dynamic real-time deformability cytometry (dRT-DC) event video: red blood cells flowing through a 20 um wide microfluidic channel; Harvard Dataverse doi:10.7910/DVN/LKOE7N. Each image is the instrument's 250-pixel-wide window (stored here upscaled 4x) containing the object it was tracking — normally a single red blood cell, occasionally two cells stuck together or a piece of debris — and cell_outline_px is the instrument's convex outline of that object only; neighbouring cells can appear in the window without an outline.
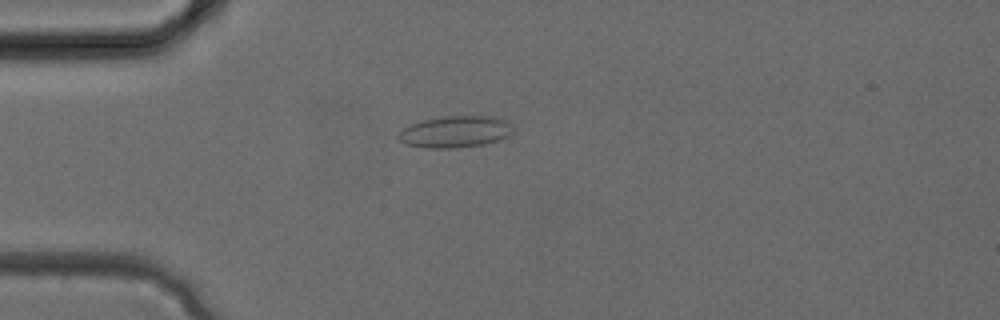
{"species": "common noctule bat (a hibernating species)", "species_latin": "Nyctalus noctula", "temperature_condition": "cold", "stored_images_in_passage": 33, "camera_frame_rate_fps": 3000, "um_per_image_px": 0.085, "animal": {"sex": "female", "body_mass_g": 24.6, "forearm_length_mm": 56.2}, "frame": {"image": 1, "passage_image": 9, "time_ms": 2.667, "image_size_px": [1000, 320], "cell_outline_px": [[512, 132], [508, 136], [500, 140], [484, 144], [456, 148], [424, 148], [408, 144], [400, 140], [396, 136], [404, 128], [420, 120], [444, 116], [492, 116], [504, 120], [508, 124]], "centroid_in_image_um": [38.67, 11.2], "position_along_channel_um": 46.3, "area_um2": 20.98}}
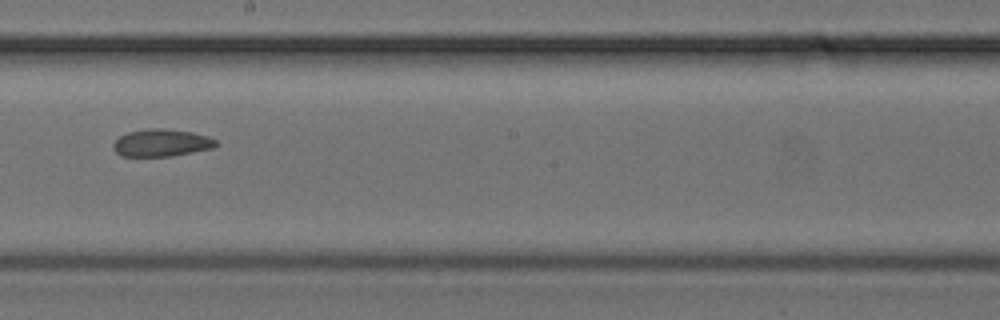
{"frame": {"image": 2, "passage_image": 19, "time_ms": 6.0, "image_size_px": [1000, 320], "cell_outline_px": [[220, 144], [212, 148], [172, 156], [120, 156], [112, 148], [112, 144], [120, 136], [128, 132], [148, 128], [164, 128], [192, 132], [208, 136], [216, 140]], "centroid_in_image_um": [13.72, 12.14], "position_along_channel_um": 234.5, "area_um2": 16.47}}
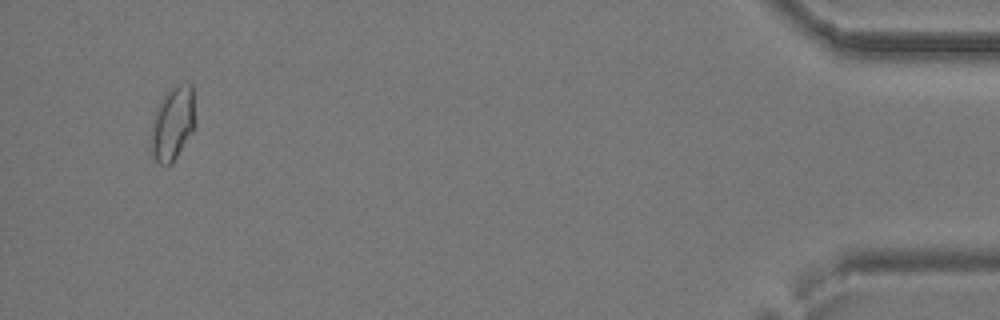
{"frame": {"image": 3, "passage_image": 32, "time_ms": 10.333, "image_size_px": [1000, 320], "cell_outline_px": [[196, 128], [172, 164], [160, 164], [156, 160], [148, 148], [152, 116], [160, 100], [176, 84], [192, 84], [196, 124]], "centroid_in_image_um": [14.66, 10.53], "position_along_channel_um": 420.5, "area_um2": 19.71}}